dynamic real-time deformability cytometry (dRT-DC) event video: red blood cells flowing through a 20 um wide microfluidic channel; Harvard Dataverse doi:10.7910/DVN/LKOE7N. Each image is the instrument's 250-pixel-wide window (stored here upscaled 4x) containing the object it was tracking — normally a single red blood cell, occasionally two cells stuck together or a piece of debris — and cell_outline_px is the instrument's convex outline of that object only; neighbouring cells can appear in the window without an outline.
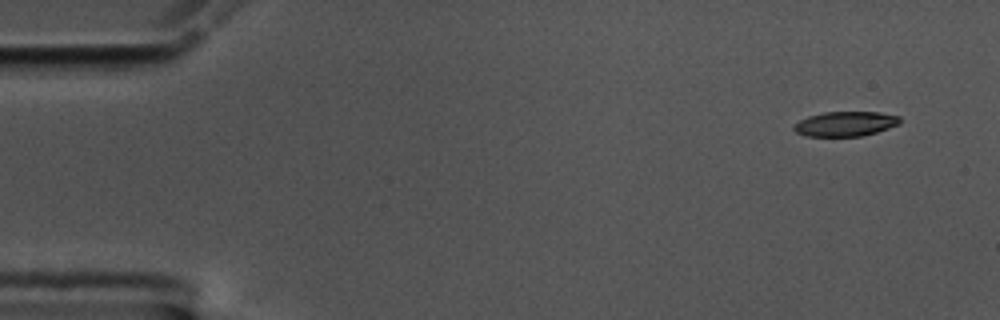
{"species": "common noctule bat (a hibernating species)", "species_latin": "Nyctalus noctula", "temperature_condition": "cold", "stored_images_in_passage": 54, "camera_frame_rate_fps": 3000, "um_per_image_px": 0.085, "animal": {"sex": "male", "body_mass_g": 17.5, "forearm_length_mm": 52.3}, "frame": {"image": 1, "passage_image": 1, "time_ms": 0.0, "image_size_px": [1000, 320], "cell_outline_px": [[900, 124], [876, 132], [860, 136], [804, 136], [796, 132], [792, 128], [800, 120], [808, 116], [824, 112], [880, 112], [900, 116]], "centroid_in_image_um": [71.86, 10.52], "position_along_channel_um": 13.1, "area_um2": 15.26}}
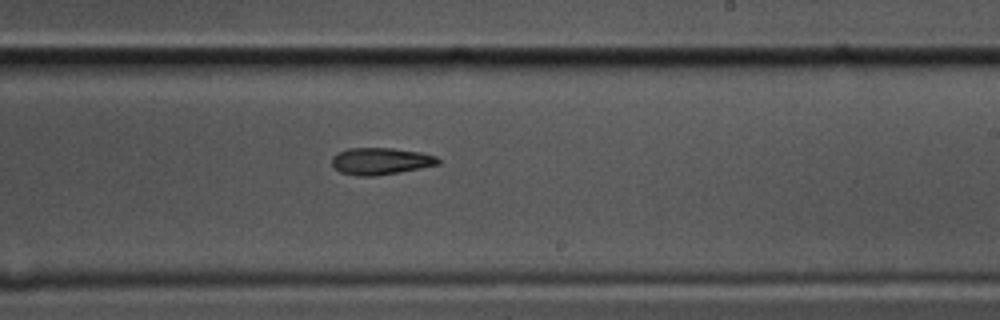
{"frame": {"image": 2, "passage_image": 31, "time_ms": 10.0, "image_size_px": [1000, 320], "cell_outline_px": [[440, 164], [400, 172], [376, 176], [360, 176], [340, 172], [332, 164], [332, 156], [336, 152], [348, 148], [392, 148], [420, 152], [436, 156], [440, 160]], "centroid_in_image_um": [32.35, 13.69], "position_along_channel_um": 256.7, "area_um2": 16.7}}
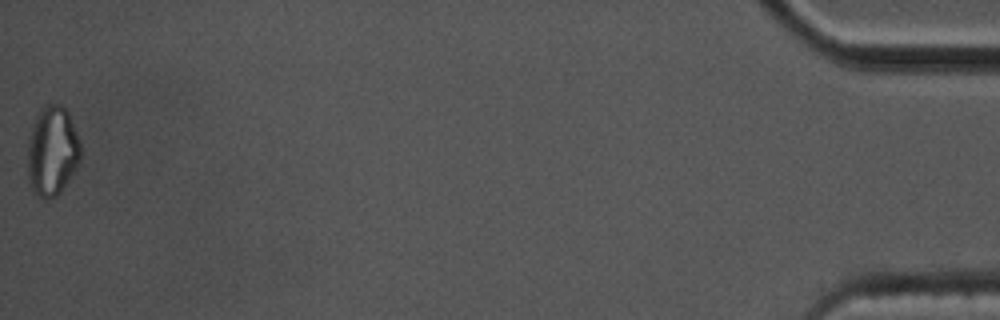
{"frame": {"image": 3, "passage_image": 54, "time_ms": 17.667, "image_size_px": [1000, 320], "cell_outline_px": [[80, 160], [76, 168], [60, 192], [56, 196], [48, 200], [44, 200], [32, 192], [28, 180], [28, 136], [36, 116], [40, 108], [44, 104], [60, 104], [68, 112], [76, 132], [80, 144]], "centroid_in_image_um": [4.41, 12.85], "position_along_channel_um": 430.8, "area_um2": 27.86}, "authors_computed_cell_mechanics": {"area_um2": 17.34, "velocity_mm_per_s": 3.5478, "shape_relaxation_time_tau1_ms": 5.0629, "shape_relaxation_time_tau2_ms": null, "deformation_change_tau1": 0.1429, "deformation_change_tau2": null}}